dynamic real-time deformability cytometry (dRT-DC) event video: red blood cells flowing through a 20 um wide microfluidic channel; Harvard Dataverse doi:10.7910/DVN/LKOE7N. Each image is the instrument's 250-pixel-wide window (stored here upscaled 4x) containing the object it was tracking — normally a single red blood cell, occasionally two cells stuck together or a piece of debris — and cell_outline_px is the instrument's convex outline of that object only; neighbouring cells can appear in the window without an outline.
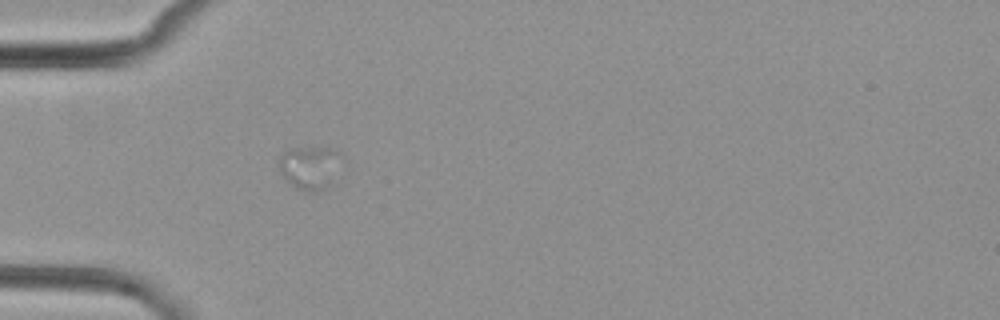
{"species": "common noctule bat (a hibernating species)", "species_latin": "Nyctalus noctula", "temperature_condition": "cold", "stored_images_in_passage": 4, "camera_frame_rate_fps": 3000, "um_per_image_px": 0.085, "animal": {"sex": "female", "body_mass_g": 29.2, "forearm_length_mm": 56.3}, "frame": {"image": 1, "passage_image": 4, "time_ms": 3.667, "image_size_px": [1000, 320], "cell_outline_px": [[336, 184], [316, 192], [304, 192], [296, 188], [284, 180], [280, 164], [280, 156], [284, 152], [292, 148], [332, 148], [336, 152]], "centroid_in_image_um": [26.3, 14.31], "position_along_channel_um": 58.7, "area_um2": 15.49}}